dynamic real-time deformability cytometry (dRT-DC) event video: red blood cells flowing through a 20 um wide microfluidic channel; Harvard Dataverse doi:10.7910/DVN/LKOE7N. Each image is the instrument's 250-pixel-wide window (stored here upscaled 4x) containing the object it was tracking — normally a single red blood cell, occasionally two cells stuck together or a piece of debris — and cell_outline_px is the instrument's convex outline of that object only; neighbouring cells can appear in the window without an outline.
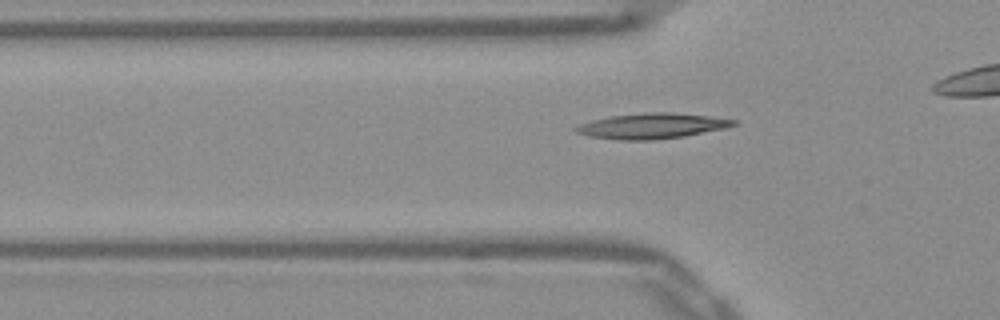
{"species": "Egyptian fruit bat (a non-hibernating species)", "species_latin": "Rousettus aegyptiacus", "temperature_condition": "warm", "stored_images_in_passage": 33, "camera_frame_rate_fps": 3000, "um_per_image_px": 0.085, "frame": {"image": 1, "passage_image": 8, "time_ms": 2.333, "image_size_px": [1000, 320], "cell_outline_px": [[736, 124], [724, 128], [684, 136], [652, 140], [616, 140], [588, 136], [576, 132], [572, 128], [580, 124], [592, 120], [608, 116], [648, 112], [668, 112], [708, 116], [736, 120]], "centroid_in_image_um": [55.34, 10.71], "position_along_channel_um": 70.5, "area_um2": 23.24}}
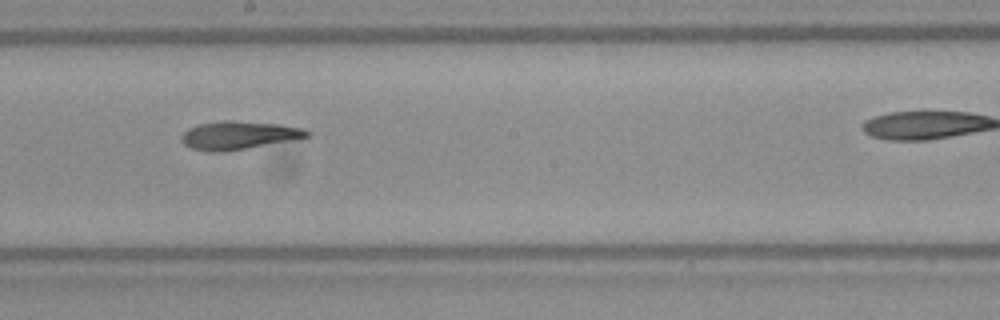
{"frame": {"image": 2, "passage_image": 20, "time_ms": 6.333, "image_size_px": [1000, 320], "cell_outline_px": [[308, 136], [224, 152], [212, 152], [192, 148], [184, 144], [184, 132], [188, 128], [200, 124], [224, 120], [232, 120], [280, 124], [304, 128], [308, 132]], "centroid_in_image_um": [20.26, 11.48], "position_along_channel_um": 227.9, "area_um2": 20.0}}
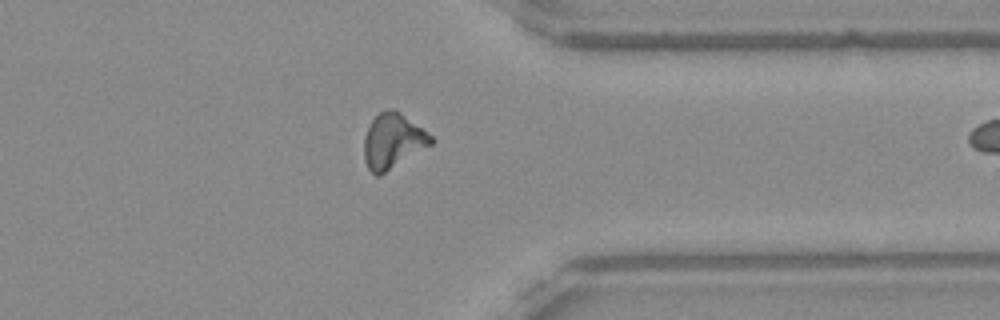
{"frame": {"image": 3, "passage_image": 32, "time_ms": 10.333, "image_size_px": [1000, 320], "cell_outline_px": [[432, 144], [380, 176], [376, 176], [368, 168], [364, 160], [364, 136], [372, 120], [380, 112], [392, 108], [400, 112], [432, 136]], "centroid_in_image_um": [33.37, 12.0], "position_along_channel_um": 378.0, "area_um2": 21.21}}